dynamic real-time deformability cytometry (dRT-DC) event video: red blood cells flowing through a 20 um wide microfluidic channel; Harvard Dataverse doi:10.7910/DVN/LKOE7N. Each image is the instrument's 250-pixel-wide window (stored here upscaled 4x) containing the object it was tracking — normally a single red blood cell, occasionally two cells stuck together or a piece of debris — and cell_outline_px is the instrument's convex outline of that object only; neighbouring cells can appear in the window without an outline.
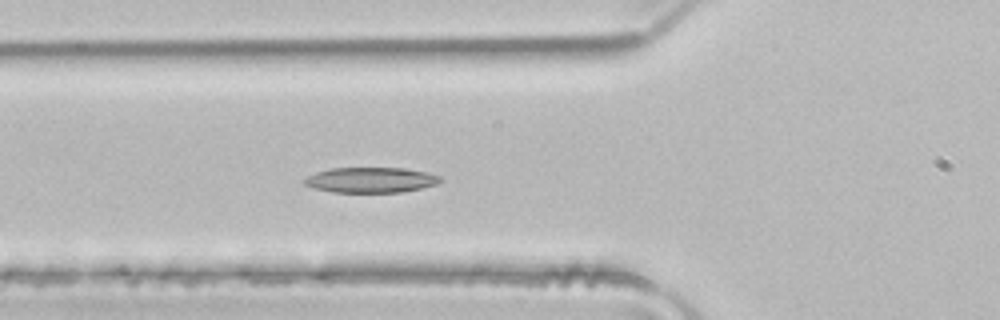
{"species": "common noctule bat (a hibernating species)", "species_latin": "Nyctalus noctula", "temperature_condition": "room temperature", "stored_images_in_passage": 32, "camera_frame_rate_fps": 3000, "um_per_image_px": 0.085, "animal": {"sex": "male", "body_mass_g": 21.5, "forearm_length_mm": 52.0}, "frame": {"image": 1, "passage_image": 7, "time_ms": 2.0, "image_size_px": [1000, 320], "cell_outline_px": [[444, 180], [436, 184], [404, 192], [332, 192], [312, 188], [304, 184], [304, 180], [308, 176], [316, 172], [332, 168], [404, 168], [428, 172], [440, 176]], "centroid_in_image_um": [31.53, 15.3], "position_along_channel_um": 94.3, "area_um2": 20.11}}
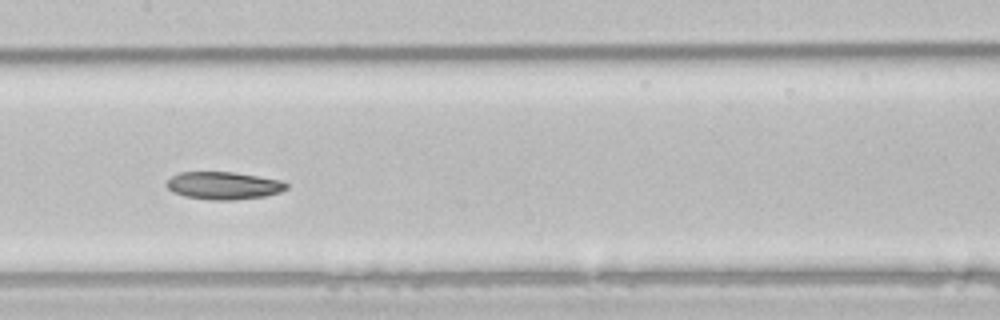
{"frame": {"image": 2, "passage_image": 14, "time_ms": 4.333, "image_size_px": [1000, 320], "cell_outline_px": [[288, 188], [280, 192], [264, 196], [232, 200], [212, 200], [184, 196], [172, 192], [164, 184], [172, 176], [180, 172], [232, 172], [280, 180], [288, 184]], "centroid_in_image_um": [18.97, 15.77], "position_along_channel_um": 188.4, "area_um2": 19.19}}
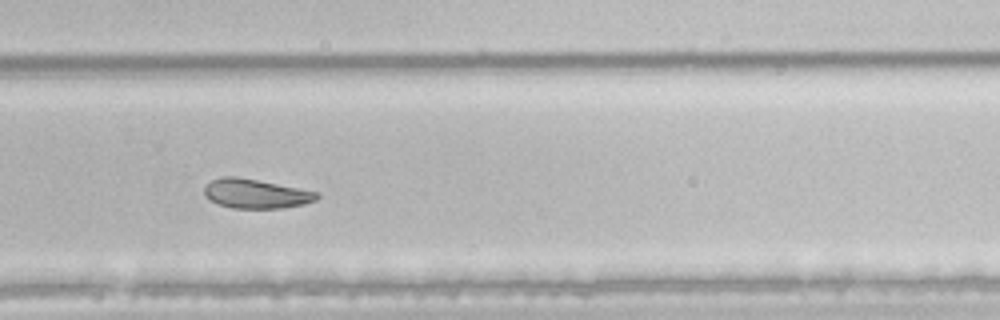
{"frame": {"image": 3, "passage_image": 23, "time_ms": 7.333, "image_size_px": [1000, 320], "cell_outline_px": [[320, 196], [316, 200], [304, 204], [284, 208], [232, 208], [220, 204], [212, 200], [204, 192], [204, 188], [212, 180], [220, 176], [236, 176], [316, 192]], "centroid_in_image_um": [21.74, 16.47], "position_along_channel_um": 308.1, "area_um2": 18.79}, "authors_computed_cell_mechanics": {"area_um2": 20.1433, "velocity_mm_per_s": 4.0079, "shape_relaxation_time_tau1_ms": 3.4605, "shape_relaxation_time_tau2_ms": 5.3904, "deformation_change_tau1": 0.1083, "deformation_change_tau2": 0.1105}}